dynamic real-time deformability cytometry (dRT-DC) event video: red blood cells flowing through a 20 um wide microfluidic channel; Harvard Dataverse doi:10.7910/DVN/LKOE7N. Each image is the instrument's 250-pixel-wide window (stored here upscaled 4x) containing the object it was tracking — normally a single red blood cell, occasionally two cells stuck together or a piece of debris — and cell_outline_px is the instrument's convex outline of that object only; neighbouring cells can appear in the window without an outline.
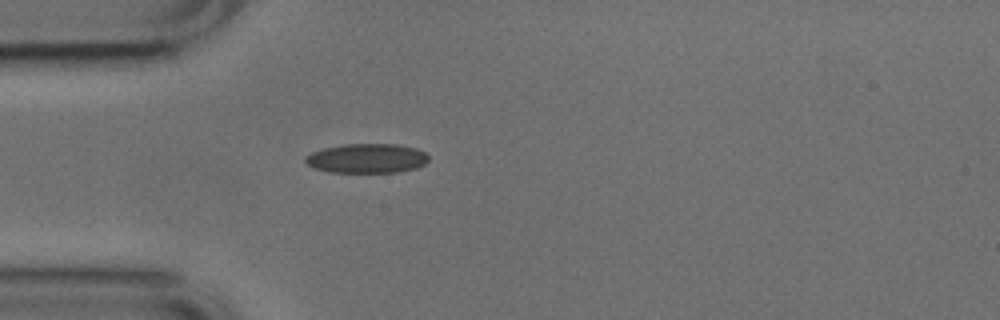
{"species": "common noctule bat (a hibernating species)", "species_latin": "Nyctalus noctula", "temperature_condition": "cold", "stored_images_in_passage": 12, "camera_frame_rate_fps": 3000, "um_per_image_px": 0.085, "animal": {"sex": "male", "body_mass_g": 17.9, "forearm_length_mm": 54.2}, "frame": {"image": 1, "passage_image": 1, "time_ms": 0.0, "image_size_px": [1000, 320], "cell_outline_px": [[428, 160], [424, 164], [416, 168], [396, 172], [328, 172], [316, 168], [308, 164], [304, 160], [304, 156], [312, 152], [324, 148], [344, 144], [396, 144], [416, 148], [424, 152], [428, 156]], "centroid_in_image_um": [31.17, 13.45], "position_along_channel_um": 53.8, "area_um2": 21.04}}